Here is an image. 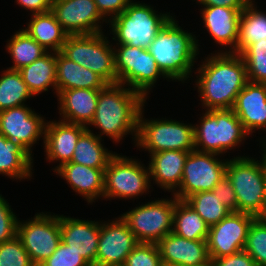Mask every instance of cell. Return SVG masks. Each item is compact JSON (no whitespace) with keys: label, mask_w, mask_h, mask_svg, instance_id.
<instances>
[{"label":"cell","mask_w":266,"mask_h":266,"mask_svg":"<svg viewBox=\"0 0 266 266\" xmlns=\"http://www.w3.org/2000/svg\"><path fill=\"white\" fill-rule=\"evenodd\" d=\"M261 143H263L261 146L263 147V148H266V140H262V141H260Z\"/></svg>","instance_id":"obj_48"},{"label":"cell","mask_w":266,"mask_h":266,"mask_svg":"<svg viewBox=\"0 0 266 266\" xmlns=\"http://www.w3.org/2000/svg\"><path fill=\"white\" fill-rule=\"evenodd\" d=\"M87 127L62 120L47 121L44 149L49 163L59 161L53 170L71 161L78 139Z\"/></svg>","instance_id":"obj_20"},{"label":"cell","mask_w":266,"mask_h":266,"mask_svg":"<svg viewBox=\"0 0 266 266\" xmlns=\"http://www.w3.org/2000/svg\"><path fill=\"white\" fill-rule=\"evenodd\" d=\"M16 3L30 10L32 14L43 13L51 10L52 1L51 0H16Z\"/></svg>","instance_id":"obj_45"},{"label":"cell","mask_w":266,"mask_h":266,"mask_svg":"<svg viewBox=\"0 0 266 266\" xmlns=\"http://www.w3.org/2000/svg\"><path fill=\"white\" fill-rule=\"evenodd\" d=\"M18 218L8 201L0 194V244L17 235Z\"/></svg>","instance_id":"obj_41"},{"label":"cell","mask_w":266,"mask_h":266,"mask_svg":"<svg viewBox=\"0 0 266 266\" xmlns=\"http://www.w3.org/2000/svg\"><path fill=\"white\" fill-rule=\"evenodd\" d=\"M102 89H69L57 94L61 118L68 123L88 127L94 118L99 92Z\"/></svg>","instance_id":"obj_23"},{"label":"cell","mask_w":266,"mask_h":266,"mask_svg":"<svg viewBox=\"0 0 266 266\" xmlns=\"http://www.w3.org/2000/svg\"><path fill=\"white\" fill-rule=\"evenodd\" d=\"M229 178L237 198V212L258 216L266 195V158L262 161L249 156H236L227 162Z\"/></svg>","instance_id":"obj_6"},{"label":"cell","mask_w":266,"mask_h":266,"mask_svg":"<svg viewBox=\"0 0 266 266\" xmlns=\"http://www.w3.org/2000/svg\"><path fill=\"white\" fill-rule=\"evenodd\" d=\"M172 232L188 240L207 241L209 226L185 200H177Z\"/></svg>","instance_id":"obj_32"},{"label":"cell","mask_w":266,"mask_h":266,"mask_svg":"<svg viewBox=\"0 0 266 266\" xmlns=\"http://www.w3.org/2000/svg\"><path fill=\"white\" fill-rule=\"evenodd\" d=\"M257 218L266 221V195H265V203H264L263 209L260 212V214L257 216Z\"/></svg>","instance_id":"obj_47"},{"label":"cell","mask_w":266,"mask_h":266,"mask_svg":"<svg viewBox=\"0 0 266 266\" xmlns=\"http://www.w3.org/2000/svg\"><path fill=\"white\" fill-rule=\"evenodd\" d=\"M6 51L12 58L10 70H19L41 58L48 51L44 49L36 40H34L25 30L20 29L10 37Z\"/></svg>","instance_id":"obj_33"},{"label":"cell","mask_w":266,"mask_h":266,"mask_svg":"<svg viewBox=\"0 0 266 266\" xmlns=\"http://www.w3.org/2000/svg\"><path fill=\"white\" fill-rule=\"evenodd\" d=\"M219 155L193 150L189 152L183 168L182 181L174 195L178 200H185L192 194L212 191L226 175L228 160Z\"/></svg>","instance_id":"obj_13"},{"label":"cell","mask_w":266,"mask_h":266,"mask_svg":"<svg viewBox=\"0 0 266 266\" xmlns=\"http://www.w3.org/2000/svg\"><path fill=\"white\" fill-rule=\"evenodd\" d=\"M138 243L121 216L111 222H100L96 266H123L126 257Z\"/></svg>","instance_id":"obj_17"},{"label":"cell","mask_w":266,"mask_h":266,"mask_svg":"<svg viewBox=\"0 0 266 266\" xmlns=\"http://www.w3.org/2000/svg\"><path fill=\"white\" fill-rule=\"evenodd\" d=\"M40 266H91L62 240L55 252Z\"/></svg>","instance_id":"obj_40"},{"label":"cell","mask_w":266,"mask_h":266,"mask_svg":"<svg viewBox=\"0 0 266 266\" xmlns=\"http://www.w3.org/2000/svg\"><path fill=\"white\" fill-rule=\"evenodd\" d=\"M149 168L132 157L115 154L104 170V198L134 199L150 192Z\"/></svg>","instance_id":"obj_10"},{"label":"cell","mask_w":266,"mask_h":266,"mask_svg":"<svg viewBox=\"0 0 266 266\" xmlns=\"http://www.w3.org/2000/svg\"><path fill=\"white\" fill-rule=\"evenodd\" d=\"M123 266H163L156 243H138L126 257Z\"/></svg>","instance_id":"obj_39"},{"label":"cell","mask_w":266,"mask_h":266,"mask_svg":"<svg viewBox=\"0 0 266 266\" xmlns=\"http://www.w3.org/2000/svg\"><path fill=\"white\" fill-rule=\"evenodd\" d=\"M17 236L35 266L43 264L61 242L59 215L37 213L31 220H18Z\"/></svg>","instance_id":"obj_12"},{"label":"cell","mask_w":266,"mask_h":266,"mask_svg":"<svg viewBox=\"0 0 266 266\" xmlns=\"http://www.w3.org/2000/svg\"><path fill=\"white\" fill-rule=\"evenodd\" d=\"M171 17L170 12L158 14L151 5L132 1L121 14L108 21L110 34L116 44L148 49Z\"/></svg>","instance_id":"obj_4"},{"label":"cell","mask_w":266,"mask_h":266,"mask_svg":"<svg viewBox=\"0 0 266 266\" xmlns=\"http://www.w3.org/2000/svg\"><path fill=\"white\" fill-rule=\"evenodd\" d=\"M210 266H257L249 254L242 250L235 254L210 260Z\"/></svg>","instance_id":"obj_44"},{"label":"cell","mask_w":266,"mask_h":266,"mask_svg":"<svg viewBox=\"0 0 266 266\" xmlns=\"http://www.w3.org/2000/svg\"><path fill=\"white\" fill-rule=\"evenodd\" d=\"M34 97L23 81L18 70L6 69L0 77V111L25 105V101Z\"/></svg>","instance_id":"obj_34"},{"label":"cell","mask_w":266,"mask_h":266,"mask_svg":"<svg viewBox=\"0 0 266 266\" xmlns=\"http://www.w3.org/2000/svg\"><path fill=\"white\" fill-rule=\"evenodd\" d=\"M185 201L201 216L210 227L219 223L231 211L216 197L213 191L192 194Z\"/></svg>","instance_id":"obj_35"},{"label":"cell","mask_w":266,"mask_h":266,"mask_svg":"<svg viewBox=\"0 0 266 266\" xmlns=\"http://www.w3.org/2000/svg\"><path fill=\"white\" fill-rule=\"evenodd\" d=\"M205 58L194 72L203 109H233L237 95L248 82L243 58L232 52L211 53Z\"/></svg>","instance_id":"obj_1"},{"label":"cell","mask_w":266,"mask_h":266,"mask_svg":"<svg viewBox=\"0 0 266 266\" xmlns=\"http://www.w3.org/2000/svg\"><path fill=\"white\" fill-rule=\"evenodd\" d=\"M212 191L231 212H237L235 191L226 175L216 184Z\"/></svg>","instance_id":"obj_42"},{"label":"cell","mask_w":266,"mask_h":266,"mask_svg":"<svg viewBox=\"0 0 266 266\" xmlns=\"http://www.w3.org/2000/svg\"><path fill=\"white\" fill-rule=\"evenodd\" d=\"M233 111L249 135L266 132V84L247 82L237 95Z\"/></svg>","instance_id":"obj_21"},{"label":"cell","mask_w":266,"mask_h":266,"mask_svg":"<svg viewBox=\"0 0 266 266\" xmlns=\"http://www.w3.org/2000/svg\"><path fill=\"white\" fill-rule=\"evenodd\" d=\"M194 124L195 150L221 155L240 146L249 134L233 109L205 110Z\"/></svg>","instance_id":"obj_5"},{"label":"cell","mask_w":266,"mask_h":266,"mask_svg":"<svg viewBox=\"0 0 266 266\" xmlns=\"http://www.w3.org/2000/svg\"><path fill=\"white\" fill-rule=\"evenodd\" d=\"M57 94L69 89H103L107 83L93 71L56 52Z\"/></svg>","instance_id":"obj_26"},{"label":"cell","mask_w":266,"mask_h":266,"mask_svg":"<svg viewBox=\"0 0 266 266\" xmlns=\"http://www.w3.org/2000/svg\"><path fill=\"white\" fill-rule=\"evenodd\" d=\"M89 128L88 126L78 139L70 162L91 168H106L116 153L108 151L101 143L102 138L95 135Z\"/></svg>","instance_id":"obj_31"},{"label":"cell","mask_w":266,"mask_h":266,"mask_svg":"<svg viewBox=\"0 0 266 266\" xmlns=\"http://www.w3.org/2000/svg\"><path fill=\"white\" fill-rule=\"evenodd\" d=\"M178 199L152 200L123 213L121 217L128 224L139 243H158L173 230V215Z\"/></svg>","instance_id":"obj_11"},{"label":"cell","mask_w":266,"mask_h":266,"mask_svg":"<svg viewBox=\"0 0 266 266\" xmlns=\"http://www.w3.org/2000/svg\"><path fill=\"white\" fill-rule=\"evenodd\" d=\"M254 1L251 0L241 12L238 42L232 53L241 54L250 44L266 41V12L258 10Z\"/></svg>","instance_id":"obj_30"},{"label":"cell","mask_w":266,"mask_h":266,"mask_svg":"<svg viewBox=\"0 0 266 266\" xmlns=\"http://www.w3.org/2000/svg\"><path fill=\"white\" fill-rule=\"evenodd\" d=\"M112 46L103 32L68 35L60 52L99 75L107 84H116L115 51Z\"/></svg>","instance_id":"obj_7"},{"label":"cell","mask_w":266,"mask_h":266,"mask_svg":"<svg viewBox=\"0 0 266 266\" xmlns=\"http://www.w3.org/2000/svg\"><path fill=\"white\" fill-rule=\"evenodd\" d=\"M94 1L97 5V8H98L100 14L105 19H107V21H110L111 19H113L117 15L121 14L123 12V10L133 0H94Z\"/></svg>","instance_id":"obj_43"},{"label":"cell","mask_w":266,"mask_h":266,"mask_svg":"<svg viewBox=\"0 0 266 266\" xmlns=\"http://www.w3.org/2000/svg\"><path fill=\"white\" fill-rule=\"evenodd\" d=\"M51 11L68 35L101 33L100 24L108 23L94 0H53Z\"/></svg>","instance_id":"obj_16"},{"label":"cell","mask_w":266,"mask_h":266,"mask_svg":"<svg viewBox=\"0 0 266 266\" xmlns=\"http://www.w3.org/2000/svg\"><path fill=\"white\" fill-rule=\"evenodd\" d=\"M177 22L172 16L157 33L148 51L168 81L184 83L192 76L200 45L195 35L184 31Z\"/></svg>","instance_id":"obj_3"},{"label":"cell","mask_w":266,"mask_h":266,"mask_svg":"<svg viewBox=\"0 0 266 266\" xmlns=\"http://www.w3.org/2000/svg\"><path fill=\"white\" fill-rule=\"evenodd\" d=\"M20 105L0 111V133L23 147L31 156L32 146L45 136V118Z\"/></svg>","instance_id":"obj_15"},{"label":"cell","mask_w":266,"mask_h":266,"mask_svg":"<svg viewBox=\"0 0 266 266\" xmlns=\"http://www.w3.org/2000/svg\"><path fill=\"white\" fill-rule=\"evenodd\" d=\"M104 170L105 168H91L68 162L54 172L64 178L72 190L83 196L89 204L95 202L97 198H104Z\"/></svg>","instance_id":"obj_24"},{"label":"cell","mask_w":266,"mask_h":266,"mask_svg":"<svg viewBox=\"0 0 266 266\" xmlns=\"http://www.w3.org/2000/svg\"><path fill=\"white\" fill-rule=\"evenodd\" d=\"M114 47L117 83L126 84L125 86L140 93L147 100V95L155 87L157 80L161 76L164 79L167 77L159 69L148 49L128 44H116Z\"/></svg>","instance_id":"obj_9"},{"label":"cell","mask_w":266,"mask_h":266,"mask_svg":"<svg viewBox=\"0 0 266 266\" xmlns=\"http://www.w3.org/2000/svg\"><path fill=\"white\" fill-rule=\"evenodd\" d=\"M33 157L18 143L0 133V174L12 179H32Z\"/></svg>","instance_id":"obj_28"},{"label":"cell","mask_w":266,"mask_h":266,"mask_svg":"<svg viewBox=\"0 0 266 266\" xmlns=\"http://www.w3.org/2000/svg\"><path fill=\"white\" fill-rule=\"evenodd\" d=\"M61 240L80 254L91 266H96L100 237V222L59 215Z\"/></svg>","instance_id":"obj_18"},{"label":"cell","mask_w":266,"mask_h":266,"mask_svg":"<svg viewBox=\"0 0 266 266\" xmlns=\"http://www.w3.org/2000/svg\"><path fill=\"white\" fill-rule=\"evenodd\" d=\"M157 246L163 265L210 266L207 241L188 240L170 232Z\"/></svg>","instance_id":"obj_19"},{"label":"cell","mask_w":266,"mask_h":266,"mask_svg":"<svg viewBox=\"0 0 266 266\" xmlns=\"http://www.w3.org/2000/svg\"><path fill=\"white\" fill-rule=\"evenodd\" d=\"M201 6H220L243 10L251 0H194Z\"/></svg>","instance_id":"obj_46"},{"label":"cell","mask_w":266,"mask_h":266,"mask_svg":"<svg viewBox=\"0 0 266 266\" xmlns=\"http://www.w3.org/2000/svg\"><path fill=\"white\" fill-rule=\"evenodd\" d=\"M163 266H179V265H163Z\"/></svg>","instance_id":"obj_50"},{"label":"cell","mask_w":266,"mask_h":266,"mask_svg":"<svg viewBox=\"0 0 266 266\" xmlns=\"http://www.w3.org/2000/svg\"><path fill=\"white\" fill-rule=\"evenodd\" d=\"M243 250L257 266H266V221L257 217L252 221Z\"/></svg>","instance_id":"obj_37"},{"label":"cell","mask_w":266,"mask_h":266,"mask_svg":"<svg viewBox=\"0 0 266 266\" xmlns=\"http://www.w3.org/2000/svg\"><path fill=\"white\" fill-rule=\"evenodd\" d=\"M32 95L48 91L50 86L55 89L56 85V52H47L33 63L18 70Z\"/></svg>","instance_id":"obj_29"},{"label":"cell","mask_w":266,"mask_h":266,"mask_svg":"<svg viewBox=\"0 0 266 266\" xmlns=\"http://www.w3.org/2000/svg\"><path fill=\"white\" fill-rule=\"evenodd\" d=\"M146 99L127 86L107 84L99 92L93 120L89 126L100 130L98 137L106 135L119 143L125 135L131 134L136 142L138 118Z\"/></svg>","instance_id":"obj_2"},{"label":"cell","mask_w":266,"mask_h":266,"mask_svg":"<svg viewBox=\"0 0 266 266\" xmlns=\"http://www.w3.org/2000/svg\"><path fill=\"white\" fill-rule=\"evenodd\" d=\"M144 107L138 118L135 146L149 154L164 150L191 152L195 150L194 125L173 119H145Z\"/></svg>","instance_id":"obj_8"},{"label":"cell","mask_w":266,"mask_h":266,"mask_svg":"<svg viewBox=\"0 0 266 266\" xmlns=\"http://www.w3.org/2000/svg\"><path fill=\"white\" fill-rule=\"evenodd\" d=\"M202 20L209 35L216 44L229 46L220 52H233L238 42L239 21L242 10L220 6H203Z\"/></svg>","instance_id":"obj_22"},{"label":"cell","mask_w":266,"mask_h":266,"mask_svg":"<svg viewBox=\"0 0 266 266\" xmlns=\"http://www.w3.org/2000/svg\"><path fill=\"white\" fill-rule=\"evenodd\" d=\"M263 151H264L263 153H264L265 158H266V148H264Z\"/></svg>","instance_id":"obj_49"},{"label":"cell","mask_w":266,"mask_h":266,"mask_svg":"<svg viewBox=\"0 0 266 266\" xmlns=\"http://www.w3.org/2000/svg\"><path fill=\"white\" fill-rule=\"evenodd\" d=\"M25 30L48 52H59L66 42L68 34L57 22L51 10L31 15Z\"/></svg>","instance_id":"obj_27"},{"label":"cell","mask_w":266,"mask_h":266,"mask_svg":"<svg viewBox=\"0 0 266 266\" xmlns=\"http://www.w3.org/2000/svg\"><path fill=\"white\" fill-rule=\"evenodd\" d=\"M0 266H35L17 235L0 244Z\"/></svg>","instance_id":"obj_38"},{"label":"cell","mask_w":266,"mask_h":266,"mask_svg":"<svg viewBox=\"0 0 266 266\" xmlns=\"http://www.w3.org/2000/svg\"><path fill=\"white\" fill-rule=\"evenodd\" d=\"M255 218L244 212H230L219 223L210 226L207 238L210 260L242 251Z\"/></svg>","instance_id":"obj_14"},{"label":"cell","mask_w":266,"mask_h":266,"mask_svg":"<svg viewBox=\"0 0 266 266\" xmlns=\"http://www.w3.org/2000/svg\"><path fill=\"white\" fill-rule=\"evenodd\" d=\"M189 152L178 150H164L150 154V180L160 188L172 192L178 190L182 181L183 168Z\"/></svg>","instance_id":"obj_25"},{"label":"cell","mask_w":266,"mask_h":266,"mask_svg":"<svg viewBox=\"0 0 266 266\" xmlns=\"http://www.w3.org/2000/svg\"><path fill=\"white\" fill-rule=\"evenodd\" d=\"M249 82L266 84V41L250 44L241 54Z\"/></svg>","instance_id":"obj_36"}]
</instances>
